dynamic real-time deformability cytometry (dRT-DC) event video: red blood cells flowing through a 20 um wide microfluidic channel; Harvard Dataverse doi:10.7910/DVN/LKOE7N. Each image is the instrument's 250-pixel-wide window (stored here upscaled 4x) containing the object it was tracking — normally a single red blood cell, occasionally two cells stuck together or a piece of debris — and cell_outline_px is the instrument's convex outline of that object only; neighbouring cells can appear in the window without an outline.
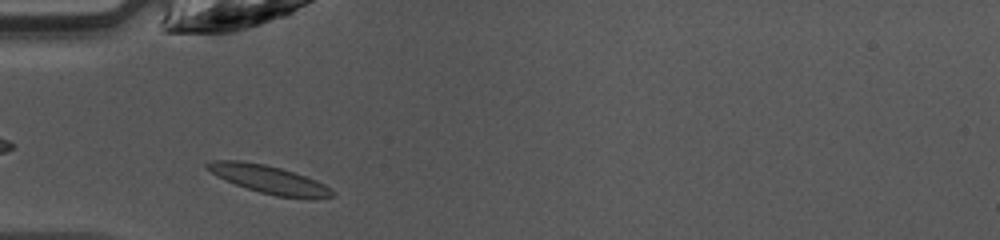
{"species": "common noctule bat (a hibernating species)", "species_latin": "Nyctalus noctula", "temperature_condition": "warm", "stored_images_in_passage": 33, "camera_frame_rate_fps": 3000, "um_per_image_px": 0.085, "animal": {"sex": "female", "body_mass_g": 10.0, "forearm_length_mm": 53.1}, "frame": {"image": 1, "passage_image": 1, "time_ms": 0.0, "image_size_px": [1000, 240], "cell_outline_px": [[332, 196], [312, 200], [308, 200], [276, 196], [260, 192], [224, 180], [204, 168], [204, 164], [212, 160], [240, 160], [264, 164], [280, 168], [316, 180], [324, 184], [332, 192]], "centroid_in_image_um": [22.82, 15.26], "position_along_channel_um": 62.2, "area_um2": 20.46}}
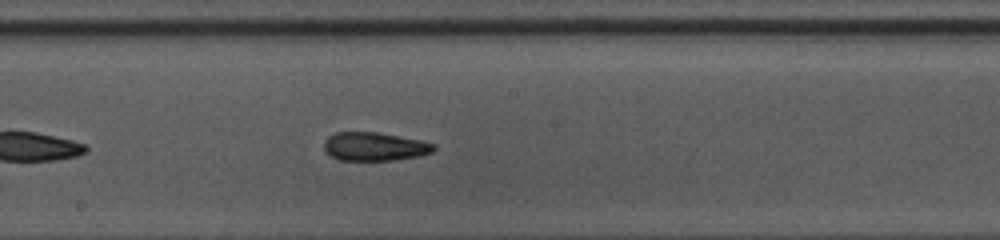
{"frame": {"image": 2, "passage_image": 12, "time_ms": 3.667, "image_size_px": [1000, 240], "cell_outline_px": [[436, 148], [432, 152], [420, 156], [392, 160], [340, 160], [332, 156], [324, 148], [324, 140], [328, 136], [336, 132], [376, 132], [420, 140], [436, 144]], "centroid_in_image_um": [31.85, 12.45], "position_along_channel_um": 216.3, "area_um2": 18.15}}
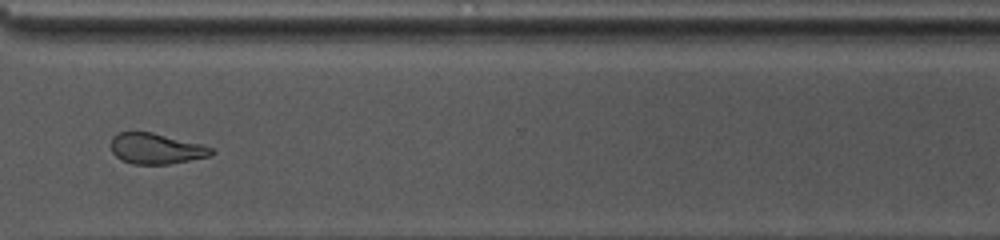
{"frame": {"image": 3, "passage_image": 22, "time_ms": 7.0, "image_size_px": [1000, 240], "cell_outline_px": [[216, 152], [208, 156], [168, 164], [132, 164], [120, 160], [112, 152], [112, 136], [120, 132], [152, 132], [200, 144], [212, 148]], "centroid_in_image_um": [13.23, 12.64], "position_along_channel_um": 357.4, "area_um2": 17.74}, "authors_computed_cell_mechanics": {"area_um2": 18.785, "velocity_mm_per_s": 4.2384, "shape_relaxation_time_tau1_ms": 8.5304, "shape_relaxation_time_tau2_ms": 3.3626, "deformation_change_tau1": 0.2151, "deformation_change_tau2": 0.0801}}